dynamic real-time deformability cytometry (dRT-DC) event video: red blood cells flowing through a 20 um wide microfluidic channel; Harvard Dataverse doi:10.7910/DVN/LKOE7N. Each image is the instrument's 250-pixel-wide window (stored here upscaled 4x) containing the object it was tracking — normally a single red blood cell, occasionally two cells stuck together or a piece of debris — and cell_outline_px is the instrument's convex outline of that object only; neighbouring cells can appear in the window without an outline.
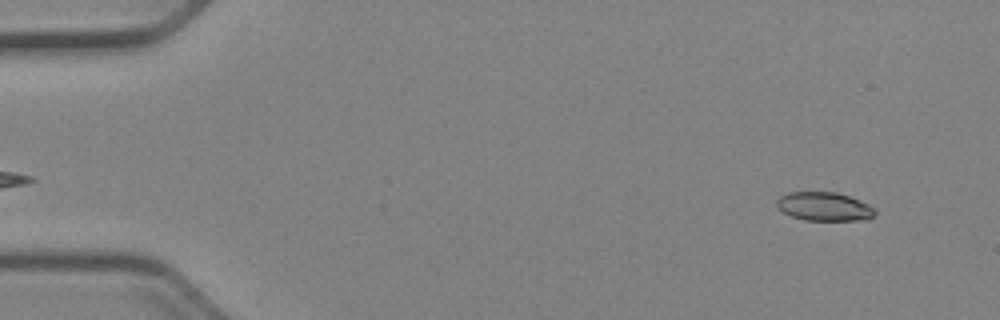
{"species": "Egyptian fruit bat (a non-hibernating species)", "species_latin": "Rousettus aegyptiacus", "temperature_condition": "cold", "stored_images_in_passage": 51, "camera_frame_rate_fps": 3000, "um_per_image_px": 0.085, "animal": {"sex": "female"}, "frame": {"image": 1, "passage_image": 4, "time_ms": 1.0, "image_size_px": [1000, 320], "cell_outline_px": [[876, 216], [868, 220], [804, 220], [792, 216], [776, 208], [776, 200], [780, 196], [788, 192], [836, 192], [860, 200], [876, 208]], "centroid_in_image_um": [70.09, 17.56], "position_along_channel_um": 14.9, "area_um2": 16.65}}
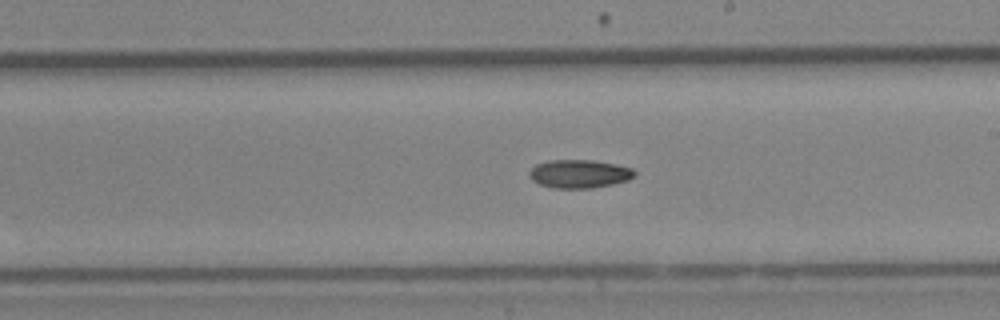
{"frame": {"image": 2, "passage_image": 30, "time_ms": 9.667, "image_size_px": [1000, 320], "cell_outline_px": [[636, 176], [628, 180], [612, 184], [592, 188], [552, 188], [540, 184], [532, 180], [528, 176], [528, 172], [536, 164], [548, 160], [592, 160], [616, 164], [632, 168], [636, 172]], "centroid_in_image_um": [49.24, 14.77], "position_along_channel_um": 239.8, "area_um2": 17.51}}
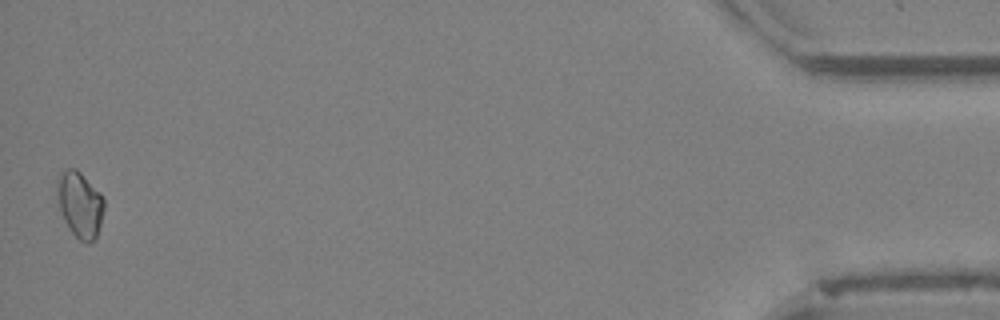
{"frame": {"image": 3, "passage_image": 51, "time_ms": 16.667, "image_size_px": [1000, 320], "cell_outline_px": [[104, 208], [100, 224], [96, 236], [88, 244], [84, 244], [72, 232], [64, 220], [60, 212], [56, 188], [56, 176], [60, 172], [68, 168], [76, 168], [100, 192], [104, 200]], "centroid_in_image_um": [6.76, 17.35], "position_along_channel_um": 428.4, "area_um2": 18.09}}